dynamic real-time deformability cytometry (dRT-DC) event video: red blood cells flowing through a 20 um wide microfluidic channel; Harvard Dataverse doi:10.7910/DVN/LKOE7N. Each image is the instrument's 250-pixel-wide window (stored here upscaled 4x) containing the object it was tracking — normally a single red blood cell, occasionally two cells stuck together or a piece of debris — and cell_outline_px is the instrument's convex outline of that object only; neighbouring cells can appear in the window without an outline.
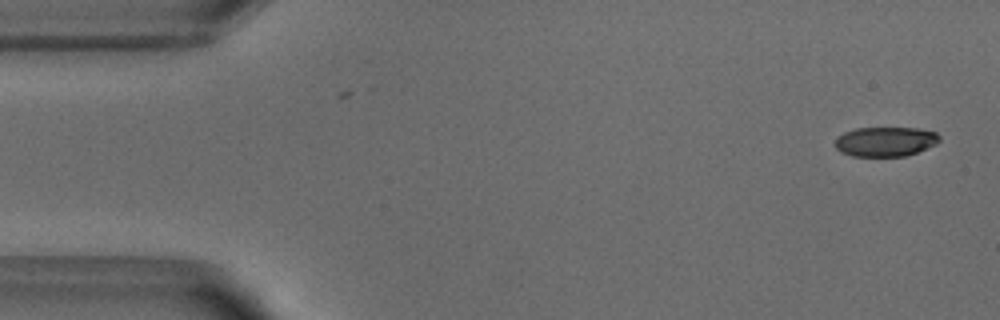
{"species": "common noctule bat (a hibernating species)", "species_latin": "Nyctalus noctula", "temperature_condition": "warm", "stored_images_in_passage": 50, "camera_frame_rate_fps": 3000, "um_per_image_px": 0.085, "animal": {"sex": "male", "body_mass_g": 18.8}, "frame": {"image": 1, "passage_image": 1, "time_ms": 0.0, "image_size_px": [1000, 320], "cell_outline_px": [[940, 140], [936, 144], [916, 152], [904, 156], [852, 156], [840, 152], [836, 148], [836, 136], [844, 132], [856, 128], [920, 128], [936, 132], [940, 136]], "centroid_in_image_um": [75.25, 12.03], "position_along_channel_um": 9.7, "area_um2": 18.03}}
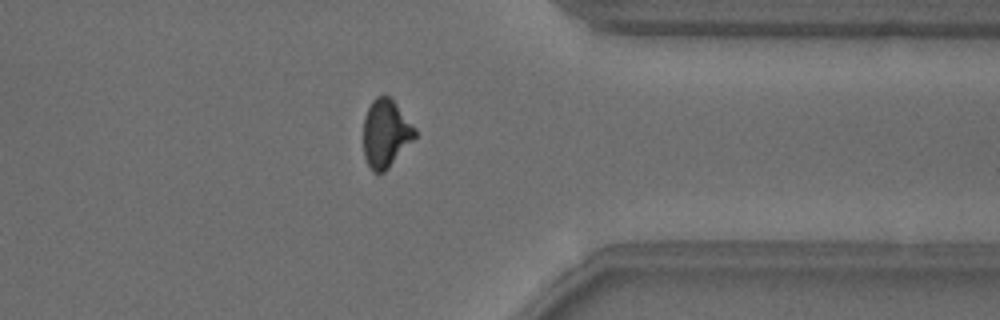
{"frame": {"image": 2, "passage_image": 39, "time_ms": 12.667, "image_size_px": [1000, 320], "cell_outline_px": [[416, 136], [388, 168], [384, 172], [372, 172], [364, 156], [364, 116], [372, 100], [376, 96], [388, 96], [396, 104], [416, 128]], "centroid_in_image_um": [32.78, 11.34], "position_along_channel_um": 378.6, "area_um2": 20.11}}
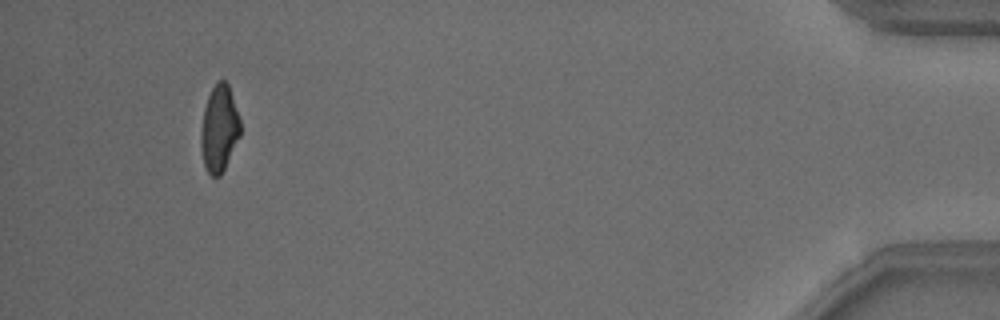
{"frame": {"image": 3, "passage_image": 47, "time_ms": 15.333, "image_size_px": [1000, 320], "cell_outline_px": [[240, 136], [220, 176], [212, 176], [204, 168], [200, 144], [200, 132], [204, 108], [208, 96], [216, 80], [224, 80], [228, 84], [240, 120]], "centroid_in_image_um": [18.61, 10.93], "position_along_channel_um": 416.6, "area_um2": 19.83}, "authors_computed_cell_mechanics": {"area_um2": 20.5479, "velocity_mm_per_s": 3.8794, "shape_relaxation_time_tau1_ms": 4.7969, "shape_relaxation_time_tau2_ms": 1.9895, "deformation_change_tau1": 0.1603, "deformation_change_tau2": 0.0847}}